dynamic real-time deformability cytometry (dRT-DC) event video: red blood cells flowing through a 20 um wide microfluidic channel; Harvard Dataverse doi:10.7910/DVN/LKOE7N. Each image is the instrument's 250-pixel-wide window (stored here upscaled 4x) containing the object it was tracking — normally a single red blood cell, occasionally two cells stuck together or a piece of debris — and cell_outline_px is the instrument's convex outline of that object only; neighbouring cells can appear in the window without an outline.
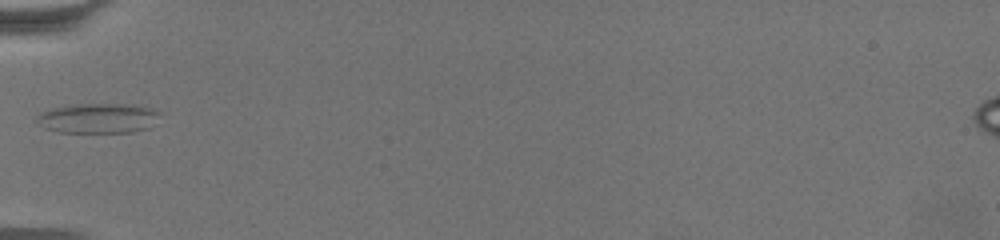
{"species": "common noctule bat (a hibernating species)", "species_latin": "Nyctalus noctula", "temperature_condition": "warm", "stored_images_in_passage": 20, "camera_frame_rate_fps": 3000, "um_per_image_px": 0.085, "animal": {"sex": "female", "body_mass_g": 19.5, "forearm_length_mm": 54.1}, "frame": {"image": 1, "passage_image": 1, "time_ms": 0.0, "image_size_px": [1000, 240], "cell_outline_px": [[156, 112], [152, 128], [132, 132], [60, 132], [44, 128], [36, 120], [36, 116], [52, 108], [76, 104], [136, 104], [152, 108]], "centroid_in_image_um": [8.33, 10.05], "position_along_channel_um": 76.7, "area_um2": 21.27}}